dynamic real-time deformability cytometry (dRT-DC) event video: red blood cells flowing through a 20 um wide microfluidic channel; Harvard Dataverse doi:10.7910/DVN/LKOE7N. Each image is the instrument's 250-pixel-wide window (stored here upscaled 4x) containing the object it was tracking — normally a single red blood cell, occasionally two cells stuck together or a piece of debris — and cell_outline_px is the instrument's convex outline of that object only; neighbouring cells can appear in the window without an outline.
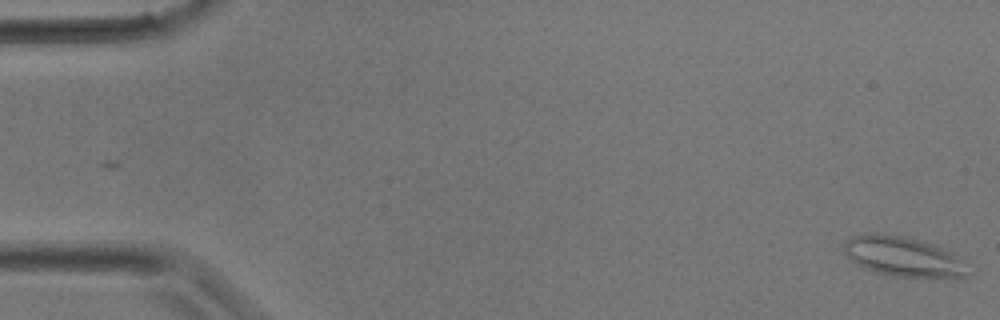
{"species": "common noctule bat (a hibernating species)", "species_latin": "Nyctalus noctula", "temperature_condition": "room temperature", "stored_images_in_passage": 35, "camera_frame_rate_fps": 3000, "um_per_image_px": 0.085, "animal": {"sex": "male", "body_mass_g": 17.9}, "frame": {"image": 1, "passage_image": 1, "time_ms": 0.0, "image_size_px": [1000, 320], "cell_outline_px": [[964, 276], [892, 276], [868, 268], [852, 260], [844, 252], [844, 240], [852, 236], [876, 232], [904, 236], [940, 248], [956, 256]], "centroid_in_image_um": [76.57, 21.75], "position_along_channel_um": 8.4, "area_um2": 26.93}}
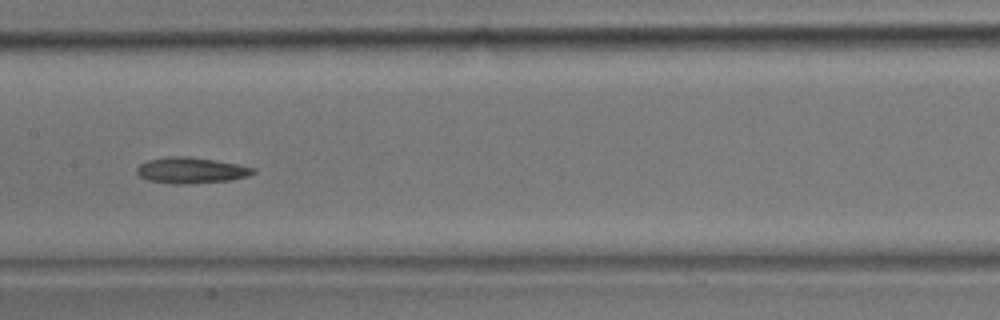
{"frame": {"image": 2, "passage_image": 17, "time_ms": 5.333, "image_size_px": [1000, 320], "cell_outline_px": [[256, 172], [248, 176], [232, 180], [188, 184], [172, 184], [148, 180], [140, 176], [136, 172], [136, 168], [140, 164], [148, 160], [168, 156], [188, 156], [236, 164], [256, 168]], "centroid_in_image_um": [16.24, 14.48], "position_along_channel_um": 191.2, "area_um2": 17.63}}
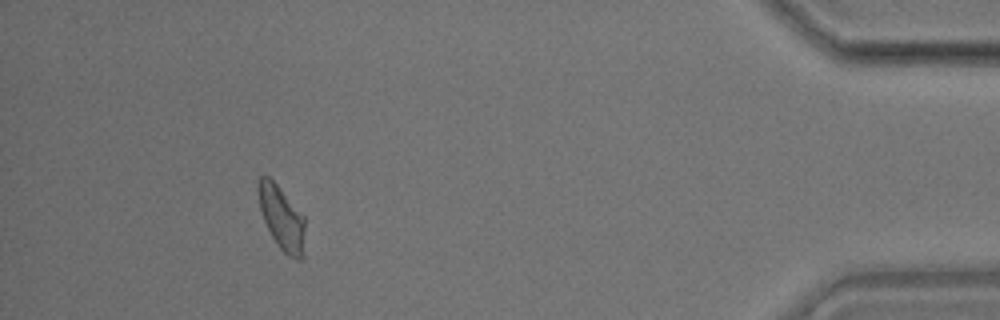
{"frame": {"image": 3, "passage_image": 31, "time_ms": 10.0, "image_size_px": [1000, 320], "cell_outline_px": [[304, 256], [300, 260], [296, 260], [288, 256], [280, 248], [272, 236], [264, 220], [260, 208], [256, 192], [256, 184], [260, 176], [268, 176], [276, 184], [304, 216]], "centroid_in_image_um": [23.93, 18.53], "position_along_channel_um": 411.3, "area_um2": 17.34}}